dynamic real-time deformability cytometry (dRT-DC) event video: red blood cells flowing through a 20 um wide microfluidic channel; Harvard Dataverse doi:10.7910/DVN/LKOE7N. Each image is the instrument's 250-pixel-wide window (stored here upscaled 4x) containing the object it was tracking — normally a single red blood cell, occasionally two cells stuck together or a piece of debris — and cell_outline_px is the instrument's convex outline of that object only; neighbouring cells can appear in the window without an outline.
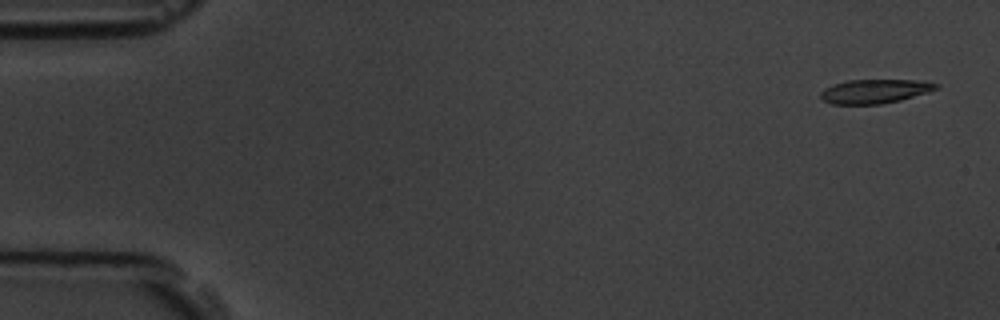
{"species": "common noctule bat (a hibernating species)", "species_latin": "Nyctalus noctula", "temperature_condition": "room temperature", "stored_images_in_passage": 5, "camera_frame_rate_fps": 3000, "um_per_image_px": 0.085, "animal": {"sex": "male", "body_mass_g": 19.5, "forearm_length_mm": 54.6}, "frame": {"image": 1, "passage_image": 1, "time_ms": 0.0, "image_size_px": [1000, 320], "cell_outline_px": [[940, 88], [928, 92], [900, 100], [880, 104], [832, 104], [824, 100], [820, 96], [820, 92], [824, 88], [848, 80], [916, 80], [940, 84]], "centroid_in_image_um": [74.38, 7.76], "position_along_channel_um": 10.6, "area_um2": 16.07}}
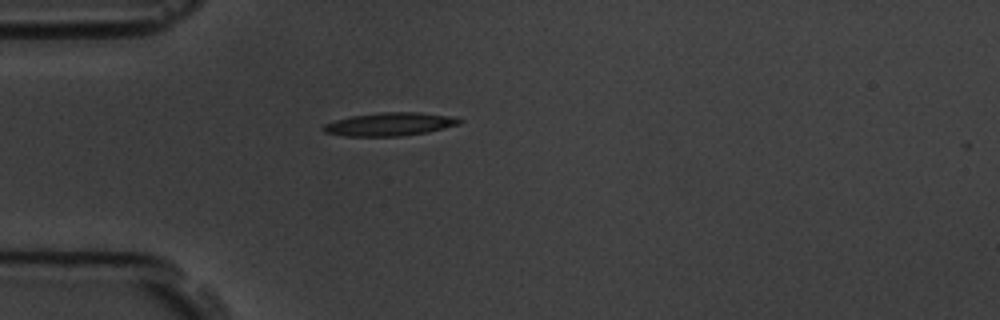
{"frame": {"image": 2, "passage_image": 5, "time_ms": 4.333, "image_size_px": [1000, 320], "cell_outline_px": [[464, 120], [460, 124], [428, 132], [400, 136], [344, 136], [324, 132], [320, 128], [324, 124], [336, 120], [352, 116], [380, 112], [420, 112], [448, 116]], "centroid_in_image_um": [33.11, 10.56], "position_along_channel_um": 51.9, "area_um2": 18.38}}